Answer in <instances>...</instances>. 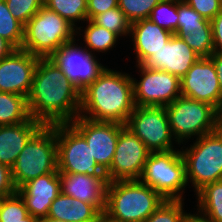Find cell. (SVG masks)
I'll return each mask as SVG.
<instances>
[{"instance_id": "33", "label": "cell", "mask_w": 222, "mask_h": 222, "mask_svg": "<svg viewBox=\"0 0 222 222\" xmlns=\"http://www.w3.org/2000/svg\"><path fill=\"white\" fill-rule=\"evenodd\" d=\"M161 0H118L119 9L132 24L149 17L152 9Z\"/></svg>"}, {"instance_id": "43", "label": "cell", "mask_w": 222, "mask_h": 222, "mask_svg": "<svg viewBox=\"0 0 222 222\" xmlns=\"http://www.w3.org/2000/svg\"><path fill=\"white\" fill-rule=\"evenodd\" d=\"M15 48L0 36V60L8 56Z\"/></svg>"}, {"instance_id": "25", "label": "cell", "mask_w": 222, "mask_h": 222, "mask_svg": "<svg viewBox=\"0 0 222 222\" xmlns=\"http://www.w3.org/2000/svg\"><path fill=\"white\" fill-rule=\"evenodd\" d=\"M44 6L65 18L76 28V34L81 35L83 27H77L76 22L88 20L87 0H44Z\"/></svg>"}, {"instance_id": "42", "label": "cell", "mask_w": 222, "mask_h": 222, "mask_svg": "<svg viewBox=\"0 0 222 222\" xmlns=\"http://www.w3.org/2000/svg\"><path fill=\"white\" fill-rule=\"evenodd\" d=\"M214 132L222 134V99L215 107V128Z\"/></svg>"}, {"instance_id": "40", "label": "cell", "mask_w": 222, "mask_h": 222, "mask_svg": "<svg viewBox=\"0 0 222 222\" xmlns=\"http://www.w3.org/2000/svg\"><path fill=\"white\" fill-rule=\"evenodd\" d=\"M214 53L222 54V10L211 20Z\"/></svg>"}, {"instance_id": "9", "label": "cell", "mask_w": 222, "mask_h": 222, "mask_svg": "<svg viewBox=\"0 0 222 222\" xmlns=\"http://www.w3.org/2000/svg\"><path fill=\"white\" fill-rule=\"evenodd\" d=\"M58 172L106 177L85 138L70 124H56Z\"/></svg>"}, {"instance_id": "2", "label": "cell", "mask_w": 222, "mask_h": 222, "mask_svg": "<svg viewBox=\"0 0 222 222\" xmlns=\"http://www.w3.org/2000/svg\"><path fill=\"white\" fill-rule=\"evenodd\" d=\"M134 107L132 76L105 68L99 77L81 92L79 116L125 125Z\"/></svg>"}, {"instance_id": "41", "label": "cell", "mask_w": 222, "mask_h": 222, "mask_svg": "<svg viewBox=\"0 0 222 222\" xmlns=\"http://www.w3.org/2000/svg\"><path fill=\"white\" fill-rule=\"evenodd\" d=\"M210 58L213 60L216 73L218 76L219 85L222 91V54L221 53H213Z\"/></svg>"}, {"instance_id": "10", "label": "cell", "mask_w": 222, "mask_h": 222, "mask_svg": "<svg viewBox=\"0 0 222 222\" xmlns=\"http://www.w3.org/2000/svg\"><path fill=\"white\" fill-rule=\"evenodd\" d=\"M125 127L137 136L150 152L174 150L166 108L164 106H135Z\"/></svg>"}, {"instance_id": "14", "label": "cell", "mask_w": 222, "mask_h": 222, "mask_svg": "<svg viewBox=\"0 0 222 222\" xmlns=\"http://www.w3.org/2000/svg\"><path fill=\"white\" fill-rule=\"evenodd\" d=\"M70 124L85 138L96 163L106 172L113 161L119 133L125 125L81 116Z\"/></svg>"}, {"instance_id": "28", "label": "cell", "mask_w": 222, "mask_h": 222, "mask_svg": "<svg viewBox=\"0 0 222 222\" xmlns=\"http://www.w3.org/2000/svg\"><path fill=\"white\" fill-rule=\"evenodd\" d=\"M181 38L200 57H210L214 53L211 21L204 28H195Z\"/></svg>"}, {"instance_id": "27", "label": "cell", "mask_w": 222, "mask_h": 222, "mask_svg": "<svg viewBox=\"0 0 222 222\" xmlns=\"http://www.w3.org/2000/svg\"><path fill=\"white\" fill-rule=\"evenodd\" d=\"M148 18L161 28L175 34L178 29V0H161L152 9Z\"/></svg>"}, {"instance_id": "17", "label": "cell", "mask_w": 222, "mask_h": 222, "mask_svg": "<svg viewBox=\"0 0 222 222\" xmlns=\"http://www.w3.org/2000/svg\"><path fill=\"white\" fill-rule=\"evenodd\" d=\"M199 58L200 56L181 37L173 34L162 48L150 55L141 65L168 72L182 79Z\"/></svg>"}, {"instance_id": "15", "label": "cell", "mask_w": 222, "mask_h": 222, "mask_svg": "<svg viewBox=\"0 0 222 222\" xmlns=\"http://www.w3.org/2000/svg\"><path fill=\"white\" fill-rule=\"evenodd\" d=\"M181 96L208 103L214 107L222 99L218 76L210 57H200L180 79Z\"/></svg>"}, {"instance_id": "46", "label": "cell", "mask_w": 222, "mask_h": 222, "mask_svg": "<svg viewBox=\"0 0 222 222\" xmlns=\"http://www.w3.org/2000/svg\"><path fill=\"white\" fill-rule=\"evenodd\" d=\"M38 218L31 216L30 214L24 218V222H38Z\"/></svg>"}, {"instance_id": "8", "label": "cell", "mask_w": 222, "mask_h": 222, "mask_svg": "<svg viewBox=\"0 0 222 222\" xmlns=\"http://www.w3.org/2000/svg\"><path fill=\"white\" fill-rule=\"evenodd\" d=\"M165 108L177 145L214 132L215 107L208 103L179 96Z\"/></svg>"}, {"instance_id": "47", "label": "cell", "mask_w": 222, "mask_h": 222, "mask_svg": "<svg viewBox=\"0 0 222 222\" xmlns=\"http://www.w3.org/2000/svg\"><path fill=\"white\" fill-rule=\"evenodd\" d=\"M99 222H111V221H109V220H107L106 218L102 217Z\"/></svg>"}, {"instance_id": "22", "label": "cell", "mask_w": 222, "mask_h": 222, "mask_svg": "<svg viewBox=\"0 0 222 222\" xmlns=\"http://www.w3.org/2000/svg\"><path fill=\"white\" fill-rule=\"evenodd\" d=\"M30 118L27 97L0 91V126L19 124Z\"/></svg>"}, {"instance_id": "3", "label": "cell", "mask_w": 222, "mask_h": 222, "mask_svg": "<svg viewBox=\"0 0 222 222\" xmlns=\"http://www.w3.org/2000/svg\"><path fill=\"white\" fill-rule=\"evenodd\" d=\"M164 200L140 180L109 182L103 217L111 222H144Z\"/></svg>"}, {"instance_id": "36", "label": "cell", "mask_w": 222, "mask_h": 222, "mask_svg": "<svg viewBox=\"0 0 222 222\" xmlns=\"http://www.w3.org/2000/svg\"><path fill=\"white\" fill-rule=\"evenodd\" d=\"M72 197L63 194L62 192L52 201L49 208L48 217L70 222Z\"/></svg>"}, {"instance_id": "20", "label": "cell", "mask_w": 222, "mask_h": 222, "mask_svg": "<svg viewBox=\"0 0 222 222\" xmlns=\"http://www.w3.org/2000/svg\"><path fill=\"white\" fill-rule=\"evenodd\" d=\"M42 126L32 117L19 124L0 126V164L11 169L25 144Z\"/></svg>"}, {"instance_id": "30", "label": "cell", "mask_w": 222, "mask_h": 222, "mask_svg": "<svg viewBox=\"0 0 222 222\" xmlns=\"http://www.w3.org/2000/svg\"><path fill=\"white\" fill-rule=\"evenodd\" d=\"M28 215L25 202L17 191L0 198V222H24Z\"/></svg>"}, {"instance_id": "1", "label": "cell", "mask_w": 222, "mask_h": 222, "mask_svg": "<svg viewBox=\"0 0 222 222\" xmlns=\"http://www.w3.org/2000/svg\"><path fill=\"white\" fill-rule=\"evenodd\" d=\"M31 117L43 125L70 123L79 116L81 92L49 58H40L27 97Z\"/></svg>"}, {"instance_id": "5", "label": "cell", "mask_w": 222, "mask_h": 222, "mask_svg": "<svg viewBox=\"0 0 222 222\" xmlns=\"http://www.w3.org/2000/svg\"><path fill=\"white\" fill-rule=\"evenodd\" d=\"M76 36V28L70 22L43 5L24 25L21 49L39 58H49Z\"/></svg>"}, {"instance_id": "38", "label": "cell", "mask_w": 222, "mask_h": 222, "mask_svg": "<svg viewBox=\"0 0 222 222\" xmlns=\"http://www.w3.org/2000/svg\"><path fill=\"white\" fill-rule=\"evenodd\" d=\"M118 7V0H87V18L92 20L96 15Z\"/></svg>"}, {"instance_id": "37", "label": "cell", "mask_w": 222, "mask_h": 222, "mask_svg": "<svg viewBox=\"0 0 222 222\" xmlns=\"http://www.w3.org/2000/svg\"><path fill=\"white\" fill-rule=\"evenodd\" d=\"M192 7L204 19L211 21L221 10L222 3L219 0H183Z\"/></svg>"}, {"instance_id": "34", "label": "cell", "mask_w": 222, "mask_h": 222, "mask_svg": "<svg viewBox=\"0 0 222 222\" xmlns=\"http://www.w3.org/2000/svg\"><path fill=\"white\" fill-rule=\"evenodd\" d=\"M13 17L25 25L44 5V0H5Z\"/></svg>"}, {"instance_id": "21", "label": "cell", "mask_w": 222, "mask_h": 222, "mask_svg": "<svg viewBox=\"0 0 222 222\" xmlns=\"http://www.w3.org/2000/svg\"><path fill=\"white\" fill-rule=\"evenodd\" d=\"M172 33L161 28L149 18L131 24L130 35L138 65L157 52L172 37Z\"/></svg>"}, {"instance_id": "12", "label": "cell", "mask_w": 222, "mask_h": 222, "mask_svg": "<svg viewBox=\"0 0 222 222\" xmlns=\"http://www.w3.org/2000/svg\"><path fill=\"white\" fill-rule=\"evenodd\" d=\"M136 67L141 73V80L138 81L132 77L135 106L165 107L181 96V85L178 77L137 63Z\"/></svg>"}, {"instance_id": "23", "label": "cell", "mask_w": 222, "mask_h": 222, "mask_svg": "<svg viewBox=\"0 0 222 222\" xmlns=\"http://www.w3.org/2000/svg\"><path fill=\"white\" fill-rule=\"evenodd\" d=\"M195 195L198 212L212 222H222V180L205 185Z\"/></svg>"}, {"instance_id": "4", "label": "cell", "mask_w": 222, "mask_h": 222, "mask_svg": "<svg viewBox=\"0 0 222 222\" xmlns=\"http://www.w3.org/2000/svg\"><path fill=\"white\" fill-rule=\"evenodd\" d=\"M48 173H58L56 124L43 125L25 144L11 168L16 189Z\"/></svg>"}, {"instance_id": "19", "label": "cell", "mask_w": 222, "mask_h": 222, "mask_svg": "<svg viewBox=\"0 0 222 222\" xmlns=\"http://www.w3.org/2000/svg\"><path fill=\"white\" fill-rule=\"evenodd\" d=\"M61 192L82 202L95 205L102 213L106 208L107 177H94L81 173L59 172Z\"/></svg>"}, {"instance_id": "44", "label": "cell", "mask_w": 222, "mask_h": 222, "mask_svg": "<svg viewBox=\"0 0 222 222\" xmlns=\"http://www.w3.org/2000/svg\"><path fill=\"white\" fill-rule=\"evenodd\" d=\"M183 222H212L207 217L203 216L201 213L197 214L187 213L183 219Z\"/></svg>"}, {"instance_id": "24", "label": "cell", "mask_w": 222, "mask_h": 222, "mask_svg": "<svg viewBox=\"0 0 222 222\" xmlns=\"http://www.w3.org/2000/svg\"><path fill=\"white\" fill-rule=\"evenodd\" d=\"M86 28H84L83 41L85 42V48L91 53L106 52L111 50L119 36L108 29L95 24L92 20H86ZM87 46V47H86ZM94 51V52H93ZM93 52V53H92Z\"/></svg>"}, {"instance_id": "45", "label": "cell", "mask_w": 222, "mask_h": 222, "mask_svg": "<svg viewBox=\"0 0 222 222\" xmlns=\"http://www.w3.org/2000/svg\"><path fill=\"white\" fill-rule=\"evenodd\" d=\"M38 222H67V221H62V220L54 219L47 216V217L40 218Z\"/></svg>"}, {"instance_id": "39", "label": "cell", "mask_w": 222, "mask_h": 222, "mask_svg": "<svg viewBox=\"0 0 222 222\" xmlns=\"http://www.w3.org/2000/svg\"><path fill=\"white\" fill-rule=\"evenodd\" d=\"M16 191L17 189L12 181L11 169L0 164V198L11 195Z\"/></svg>"}, {"instance_id": "26", "label": "cell", "mask_w": 222, "mask_h": 222, "mask_svg": "<svg viewBox=\"0 0 222 222\" xmlns=\"http://www.w3.org/2000/svg\"><path fill=\"white\" fill-rule=\"evenodd\" d=\"M0 36L15 49L22 47L24 25L13 17L5 0H0Z\"/></svg>"}, {"instance_id": "32", "label": "cell", "mask_w": 222, "mask_h": 222, "mask_svg": "<svg viewBox=\"0 0 222 222\" xmlns=\"http://www.w3.org/2000/svg\"><path fill=\"white\" fill-rule=\"evenodd\" d=\"M184 200H164L144 222H183Z\"/></svg>"}, {"instance_id": "13", "label": "cell", "mask_w": 222, "mask_h": 222, "mask_svg": "<svg viewBox=\"0 0 222 222\" xmlns=\"http://www.w3.org/2000/svg\"><path fill=\"white\" fill-rule=\"evenodd\" d=\"M149 154L145 144L124 127L119 133L113 161L105 172L108 182L139 180Z\"/></svg>"}, {"instance_id": "31", "label": "cell", "mask_w": 222, "mask_h": 222, "mask_svg": "<svg viewBox=\"0 0 222 222\" xmlns=\"http://www.w3.org/2000/svg\"><path fill=\"white\" fill-rule=\"evenodd\" d=\"M209 22L183 0H178V29L175 33L177 37L188 34L195 28H204Z\"/></svg>"}, {"instance_id": "29", "label": "cell", "mask_w": 222, "mask_h": 222, "mask_svg": "<svg viewBox=\"0 0 222 222\" xmlns=\"http://www.w3.org/2000/svg\"><path fill=\"white\" fill-rule=\"evenodd\" d=\"M92 21L117 34L119 37L130 35L131 23L119 7L109 9L108 11L96 15Z\"/></svg>"}, {"instance_id": "6", "label": "cell", "mask_w": 222, "mask_h": 222, "mask_svg": "<svg viewBox=\"0 0 222 222\" xmlns=\"http://www.w3.org/2000/svg\"><path fill=\"white\" fill-rule=\"evenodd\" d=\"M139 180L165 200H184L182 197L188 183L181 150L150 152Z\"/></svg>"}, {"instance_id": "16", "label": "cell", "mask_w": 222, "mask_h": 222, "mask_svg": "<svg viewBox=\"0 0 222 222\" xmlns=\"http://www.w3.org/2000/svg\"><path fill=\"white\" fill-rule=\"evenodd\" d=\"M39 59L20 48L0 60V91L28 97Z\"/></svg>"}, {"instance_id": "7", "label": "cell", "mask_w": 222, "mask_h": 222, "mask_svg": "<svg viewBox=\"0 0 222 222\" xmlns=\"http://www.w3.org/2000/svg\"><path fill=\"white\" fill-rule=\"evenodd\" d=\"M189 148L181 147L187 183L195 194L205 185L222 180V134L212 132L195 140Z\"/></svg>"}, {"instance_id": "11", "label": "cell", "mask_w": 222, "mask_h": 222, "mask_svg": "<svg viewBox=\"0 0 222 222\" xmlns=\"http://www.w3.org/2000/svg\"><path fill=\"white\" fill-rule=\"evenodd\" d=\"M76 38L63 44L49 59L64 73L65 77L82 92L105 70L95 54L75 44Z\"/></svg>"}, {"instance_id": "35", "label": "cell", "mask_w": 222, "mask_h": 222, "mask_svg": "<svg viewBox=\"0 0 222 222\" xmlns=\"http://www.w3.org/2000/svg\"><path fill=\"white\" fill-rule=\"evenodd\" d=\"M71 219L70 222H99L103 213L95 206L79 199L73 198L71 201Z\"/></svg>"}, {"instance_id": "18", "label": "cell", "mask_w": 222, "mask_h": 222, "mask_svg": "<svg viewBox=\"0 0 222 222\" xmlns=\"http://www.w3.org/2000/svg\"><path fill=\"white\" fill-rule=\"evenodd\" d=\"M29 214L38 219L47 217L52 201L61 193L58 173H48L31 179L17 189Z\"/></svg>"}]
</instances>
